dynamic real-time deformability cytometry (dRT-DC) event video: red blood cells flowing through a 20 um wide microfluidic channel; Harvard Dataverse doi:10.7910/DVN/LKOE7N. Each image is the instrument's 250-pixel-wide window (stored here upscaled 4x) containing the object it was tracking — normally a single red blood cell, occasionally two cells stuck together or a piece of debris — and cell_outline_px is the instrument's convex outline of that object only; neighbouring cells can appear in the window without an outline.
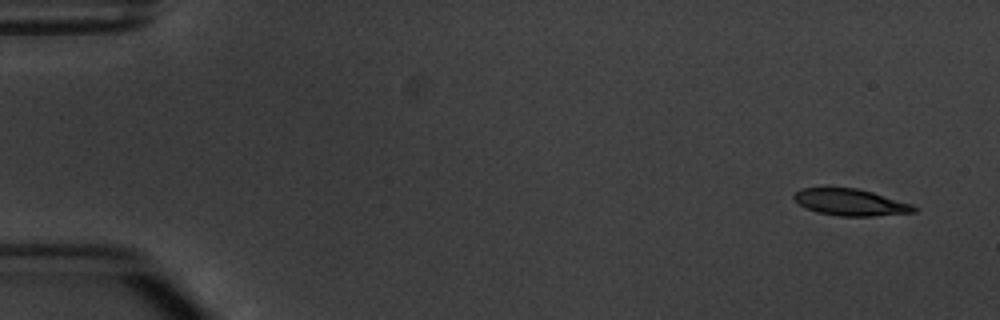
{"species": "common noctule bat (a hibernating species)", "species_latin": "Nyctalus noctula", "temperature_condition": "warm", "stored_images_in_passage": 7, "camera_frame_rate_fps": 3000, "um_per_image_px": 0.085, "animal": {"sex": "male", "body_mass_g": 20.1, "forearm_length_mm": 53.5}, "frame": {"image": 1, "passage_image": 1, "time_ms": 0.0, "image_size_px": [1000, 320], "cell_outline_px": [[916, 212], [872, 216], [840, 216], [816, 212], [804, 208], [792, 196], [800, 188], [856, 188], [872, 192], [912, 204], [916, 208]], "centroid_in_image_um": [72.27, 17.2], "position_along_channel_um": 12.7, "area_um2": 18.5}}
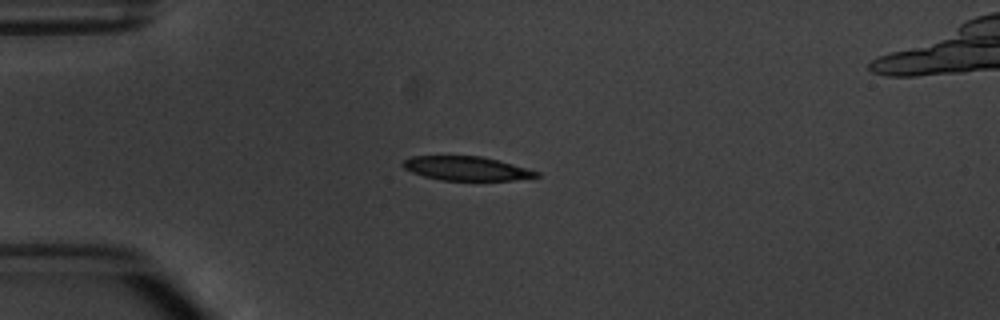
{"frame": {"image": 2, "passage_image": 4, "time_ms": 3.667, "image_size_px": [1000, 320], "cell_outline_px": [[540, 176], [512, 180], [440, 180], [424, 176], [412, 172], [404, 168], [400, 164], [404, 160], [412, 156], [480, 156], [512, 164], [540, 172]], "centroid_in_image_um": [39.61, 14.32], "position_along_channel_um": 45.4, "area_um2": 18.5}}
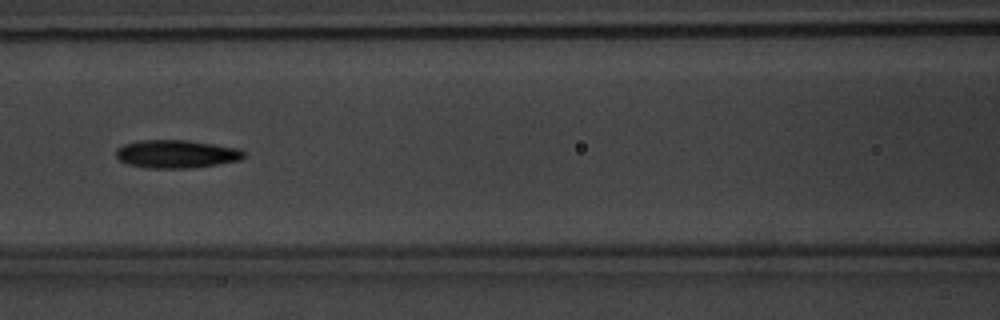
{"frame": {"image": 3, "passage_image": 7, "time_ms": 7.0, "image_size_px": [1000, 320], "cell_outline_px": [[244, 156], [240, 160], [216, 164], [188, 168], [144, 168], [128, 164], [120, 160], [116, 156], [116, 148], [124, 144], [140, 140], [188, 140], [240, 148], [244, 152]], "centroid_in_image_um": [14.97, 13.08], "position_along_channel_um": 151.6, "area_um2": 20.92}}